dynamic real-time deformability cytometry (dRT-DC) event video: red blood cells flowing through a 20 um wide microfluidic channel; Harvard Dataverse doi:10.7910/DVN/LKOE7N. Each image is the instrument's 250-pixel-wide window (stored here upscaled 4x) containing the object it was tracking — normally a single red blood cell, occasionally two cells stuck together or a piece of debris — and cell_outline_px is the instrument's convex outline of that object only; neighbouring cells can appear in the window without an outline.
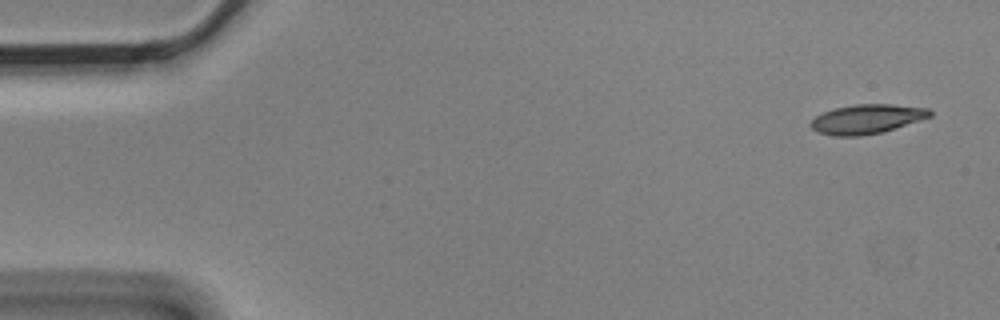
{"species": "Egyptian fruit bat (a non-hibernating species)", "species_latin": "Rousettus aegyptiacus", "temperature_condition": "cold", "stored_images_in_passage": 5, "camera_frame_rate_fps": 3000, "um_per_image_px": 0.085, "animal": {"sex": "male"}, "frame": {"image": 1, "passage_image": 1, "time_ms": 0.0, "image_size_px": [1000, 320], "cell_outline_px": [[932, 116], [920, 120], [880, 132], [860, 136], [832, 136], [816, 132], [808, 124], [816, 116], [832, 108], [856, 104], [892, 104], [928, 108], [932, 112]], "centroid_in_image_um": [73.64, 10.11], "position_along_channel_um": 11.4, "area_um2": 20.35}}
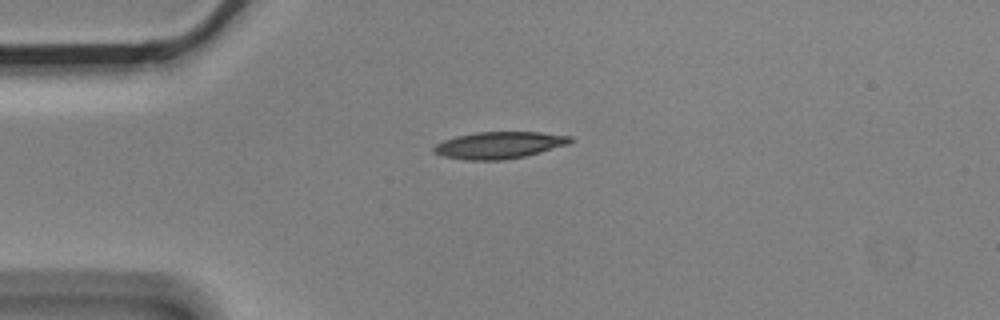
{"frame": {"image": 2, "passage_image": 4, "time_ms": 1.0, "image_size_px": [1000, 320], "cell_outline_px": [[572, 140], [568, 144], [540, 152], [524, 156], [500, 160], [464, 160], [444, 156], [432, 152], [432, 148], [436, 144], [444, 140], [456, 136], [476, 132], [540, 132], [572, 136]], "centroid_in_image_um": [42.4, 12.33], "position_along_channel_um": 42.6, "area_um2": 21.27}}